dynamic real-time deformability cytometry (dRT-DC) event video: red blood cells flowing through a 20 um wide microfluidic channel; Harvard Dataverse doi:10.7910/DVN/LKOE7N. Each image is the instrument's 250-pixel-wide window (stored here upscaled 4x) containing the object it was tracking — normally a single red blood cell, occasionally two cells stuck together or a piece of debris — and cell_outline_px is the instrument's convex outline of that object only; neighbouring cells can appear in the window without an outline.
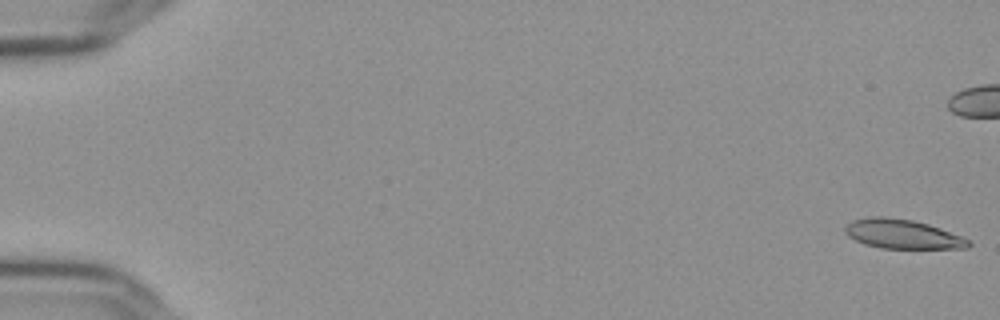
{"species": "Egyptian fruit bat (a non-hibernating species)", "species_latin": "Rousettus aegyptiacus", "temperature_condition": "cold", "stored_images_in_passage": 57, "camera_frame_rate_fps": 3000, "um_per_image_px": 0.085, "frame": {"image": 1, "passage_image": 1, "time_ms": 0.0, "image_size_px": [1000, 320], "cell_outline_px": [[972, 244], [968, 248], [880, 248], [864, 244], [848, 236], [844, 232], [844, 228], [852, 220], [872, 216], [884, 216], [912, 220], [928, 224], [940, 228], [960, 236], [968, 240]], "centroid_in_image_um": [76.67, 19.89], "position_along_channel_um": 8.3, "area_um2": 20.92}}
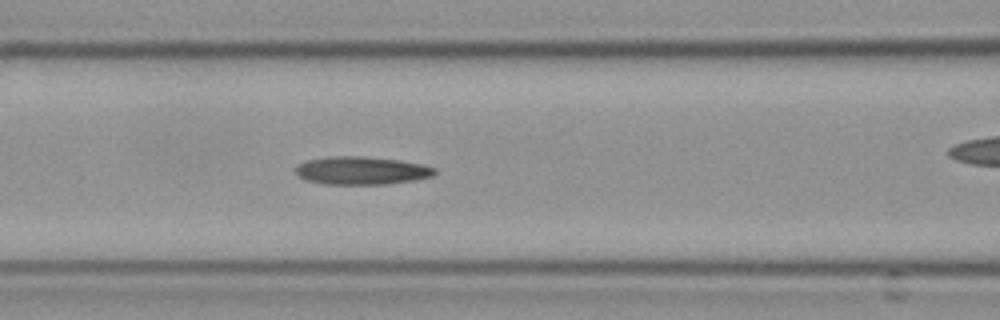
{"frame": {"image": 2, "passage_image": 25, "time_ms": 8.0, "image_size_px": [1000, 320], "cell_outline_px": [[436, 172], [432, 176], [416, 180], [384, 184], [324, 184], [304, 180], [296, 172], [296, 168], [300, 164], [308, 160], [332, 156], [360, 156], [400, 160], [424, 164], [436, 168]], "centroid_in_image_um": [30.77, 14.5], "position_along_channel_um": 135.8, "area_um2": 22.66}}
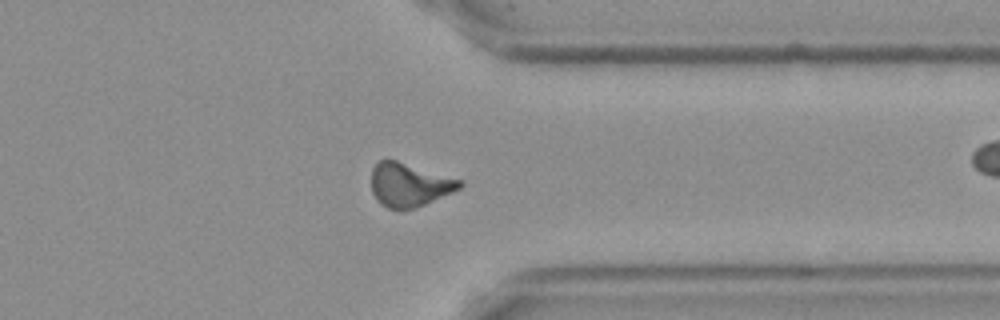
{"frame": {"image": 3, "passage_image": 45, "time_ms": 14.667, "image_size_px": [1000, 320], "cell_outline_px": [[464, 184], [460, 188], [452, 192], [416, 208], [388, 208], [380, 204], [376, 200], [372, 192], [372, 168], [380, 160], [396, 160], [464, 180]], "centroid_in_image_um": [34.8, 15.7], "position_along_channel_um": 376.6, "area_um2": 22.37}, "authors_computed_cell_mechanics": {"area_um2": 21.7906, "velocity_mm_per_s": 3.6434, "shape_relaxation_time_tau1_ms": null, "shape_relaxation_time_tau2_ms": 5.5359, "deformation_change_tau1": null, "deformation_change_tau2": 0.1519}}